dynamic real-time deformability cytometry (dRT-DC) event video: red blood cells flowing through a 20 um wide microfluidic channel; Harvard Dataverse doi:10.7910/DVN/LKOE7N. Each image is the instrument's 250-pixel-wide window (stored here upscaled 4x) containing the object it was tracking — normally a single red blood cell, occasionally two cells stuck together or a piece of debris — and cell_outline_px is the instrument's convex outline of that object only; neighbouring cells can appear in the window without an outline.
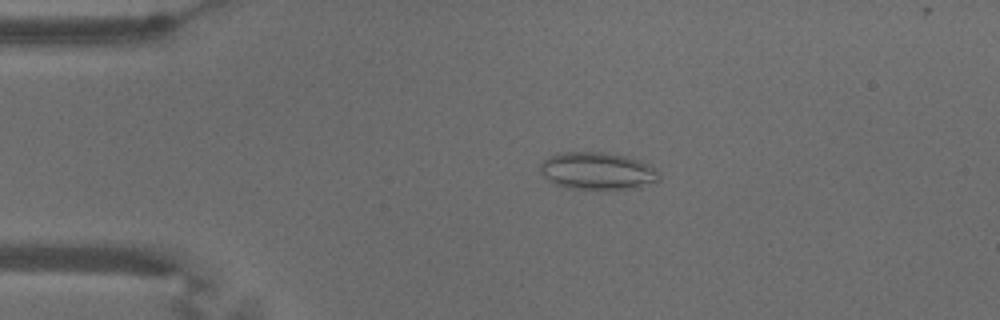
{"species": "common noctule bat (a hibernating species)", "species_latin": "Nyctalus noctula", "temperature_condition": "warm", "stored_images_in_passage": 56, "camera_frame_rate_fps": 3000, "um_per_image_px": 0.085, "animal": {"sex": "male", "body_mass_g": 18.8}, "frame": {"image": 1, "passage_image": 12, "time_ms": 3.667, "image_size_px": [1000, 320], "cell_outline_px": [[660, 180], [640, 188], [568, 188], [556, 184], [548, 180], [540, 172], [540, 164], [544, 160], [552, 156], [564, 152], [604, 152], [624, 156], [640, 160], [656, 168], [660, 172]], "centroid_in_image_um": [50.83, 14.53], "position_along_channel_um": 34.2, "area_um2": 25.72}}
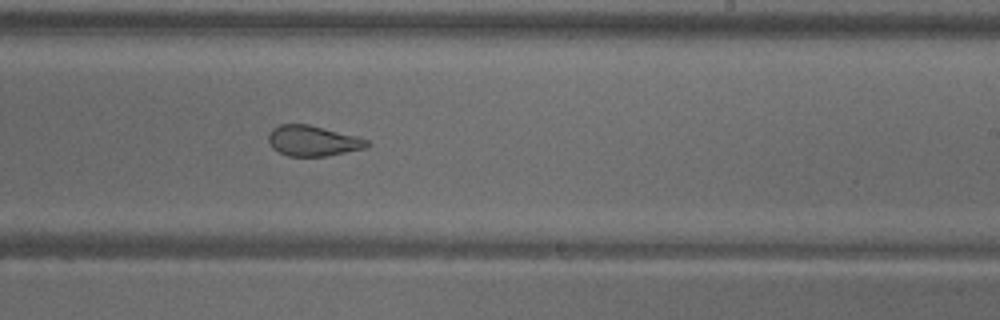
{"frame": {"image": 2, "passage_image": 34, "time_ms": 11.0, "image_size_px": [1000, 320], "cell_outline_px": [[372, 144], [368, 148], [324, 156], [288, 156], [272, 148], [268, 140], [268, 132], [272, 128], [280, 124], [308, 124], [356, 136], [368, 140]], "centroid_in_image_um": [26.6, 11.97], "position_along_channel_um": 262.4, "area_um2": 17.57}}
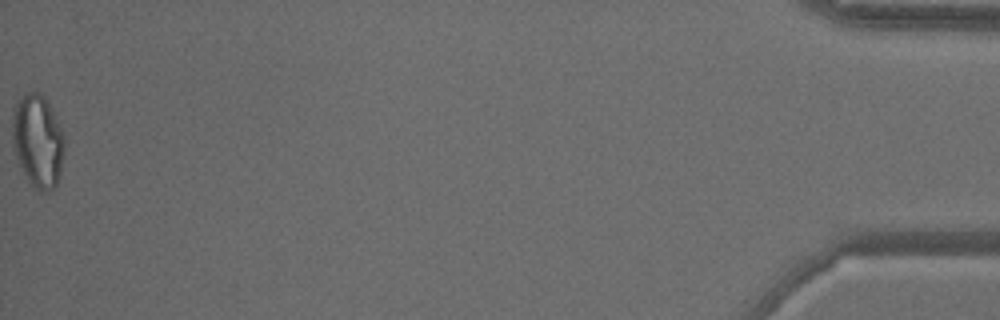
{"frame": {"image": 3, "passage_image": 56, "time_ms": 18.333, "image_size_px": [1000, 320], "cell_outline_px": [[64, 148], [60, 176], [56, 184], [48, 192], [40, 192], [28, 180], [16, 160], [12, 140], [12, 112], [16, 104], [24, 92], [40, 92], [44, 96], [64, 136]], "centroid_in_image_um": [3.19, 11.99], "position_along_channel_um": 432.0, "area_um2": 28.15}, "authors_computed_cell_mechanics": {"area_um2": 22.8599, "velocity_mm_per_s": 3.6552, "shape_relaxation_time_tau1_ms": null, "shape_relaxation_time_tau2_ms": 1.4679, "deformation_change_tau1": null, "deformation_change_tau2": 0.0866}}